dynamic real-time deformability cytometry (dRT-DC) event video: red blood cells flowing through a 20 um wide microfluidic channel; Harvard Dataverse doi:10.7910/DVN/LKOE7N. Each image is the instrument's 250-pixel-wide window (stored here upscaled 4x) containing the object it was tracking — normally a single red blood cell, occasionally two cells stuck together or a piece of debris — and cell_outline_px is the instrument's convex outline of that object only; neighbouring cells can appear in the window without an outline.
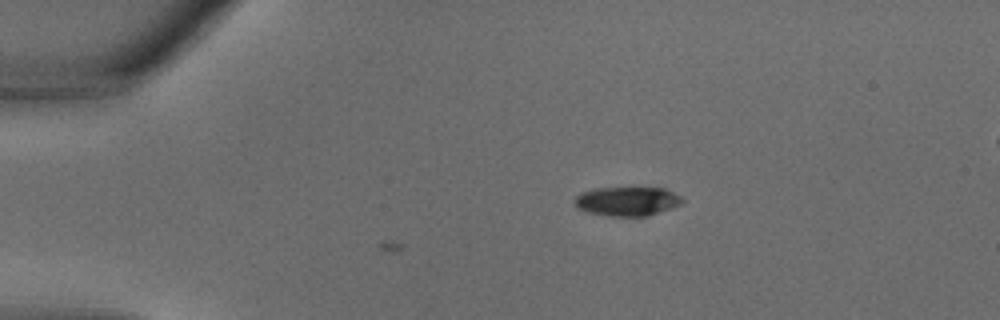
{"species": "common noctule bat (a hibernating species)", "species_latin": "Nyctalus noctula", "temperature_condition": "warm", "stored_images_in_passage": 6, "camera_frame_rate_fps": 3000, "um_per_image_px": 0.085, "animal": {"sex": "male", "body_mass_g": 18.8}, "frame": {"image": 1, "passage_image": 6, "time_ms": 1.667, "image_size_px": [1000, 320], "cell_outline_px": [[684, 200], [680, 204], [672, 208], [648, 216], [608, 216], [588, 212], [576, 208], [572, 204], [572, 200], [580, 192], [596, 188], [664, 188], [680, 196]], "centroid_in_image_um": [53.25, 17.11], "position_along_channel_um": 31.8, "area_um2": 18.44}}